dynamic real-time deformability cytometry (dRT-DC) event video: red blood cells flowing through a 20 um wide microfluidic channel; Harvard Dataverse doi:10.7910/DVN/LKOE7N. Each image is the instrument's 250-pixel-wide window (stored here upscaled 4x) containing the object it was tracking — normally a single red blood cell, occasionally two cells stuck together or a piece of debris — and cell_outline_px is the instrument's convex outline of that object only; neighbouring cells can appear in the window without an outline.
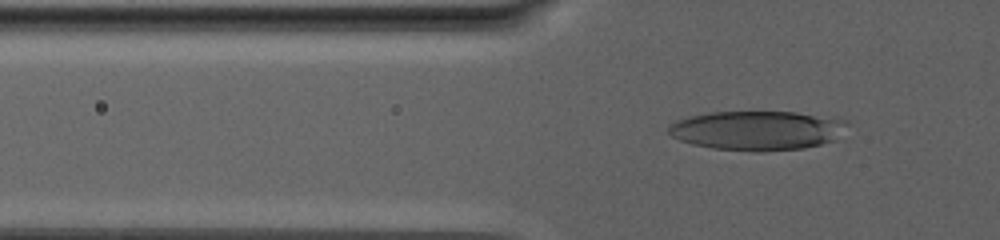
{"species": "human", "species_latin": "Homo sapiens", "temperature_condition": "warm", "stored_images_in_passage": 86, "camera_frame_rate_fps": 3000, "um_per_image_px": 0.085, "donor": {"sex": "male"}, "frame": {"image": 1, "passage_image": 27, "time_ms": 8.667, "image_size_px": [1000, 240], "cell_outline_px": [[848, 124], [832, 140], [820, 144], [804, 148], [764, 152], [756, 152], [712, 148], [692, 144], [680, 140], [672, 136], [668, 132], [668, 128], [676, 120], [688, 116], [712, 112], [796, 112], [848, 120]], "centroid_in_image_um": [64.32, 11.09], "position_along_channel_um": 61.5, "area_um2": 40.81}}
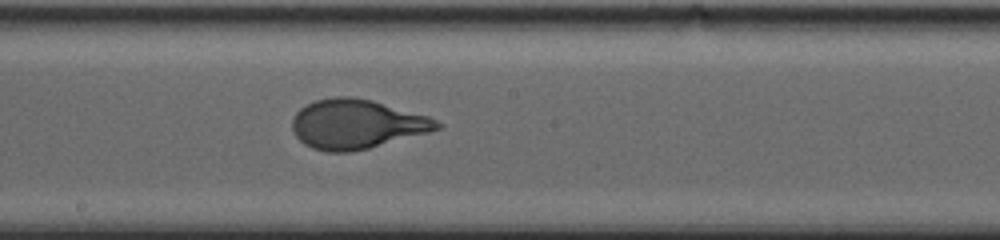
{"frame": {"image": 2, "passage_image": 49, "time_ms": 16.0, "image_size_px": [1000, 240], "cell_outline_px": [[444, 124], [440, 128], [428, 132], [368, 148], [352, 152], [328, 152], [312, 148], [304, 144], [296, 136], [292, 128], [292, 120], [296, 112], [300, 108], [316, 100], [336, 96], [352, 96], [372, 100], [428, 116]], "centroid_in_image_um": [30.29, 10.55], "position_along_channel_um": 217.9, "area_um2": 41.44}}
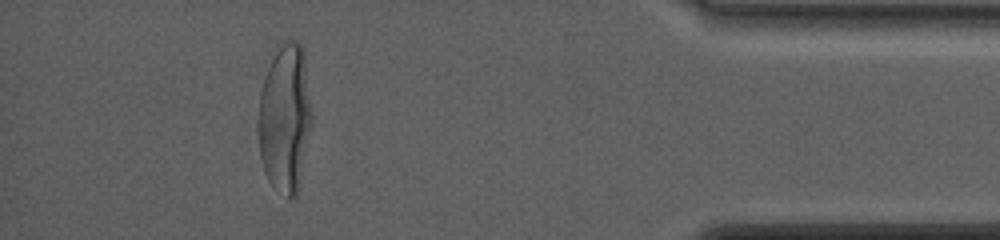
{"frame": {"image": 3, "passage_image": 79, "time_ms": 26.0, "image_size_px": [1000, 240], "cell_outline_px": [[312, 128], [296, 196], [292, 200], [288, 200], [268, 180], [260, 156], [260, 92], [264, 76], [276, 52], [284, 40], [292, 40], [300, 44], [304, 48], [312, 116]], "centroid_in_image_um": [24.27, 10.05], "position_along_channel_um": 410.9, "area_um2": 45.95}, "authors_computed_cell_mechanics": {"area_um2": 41.7605, "velocity_mm_per_s": 2.3192, "shape_relaxation_time_tau1_ms": 7.3338, "shape_relaxation_time_tau2_ms": null, "deformation_change_tau1": 0.237, "deformation_change_tau2": null}}